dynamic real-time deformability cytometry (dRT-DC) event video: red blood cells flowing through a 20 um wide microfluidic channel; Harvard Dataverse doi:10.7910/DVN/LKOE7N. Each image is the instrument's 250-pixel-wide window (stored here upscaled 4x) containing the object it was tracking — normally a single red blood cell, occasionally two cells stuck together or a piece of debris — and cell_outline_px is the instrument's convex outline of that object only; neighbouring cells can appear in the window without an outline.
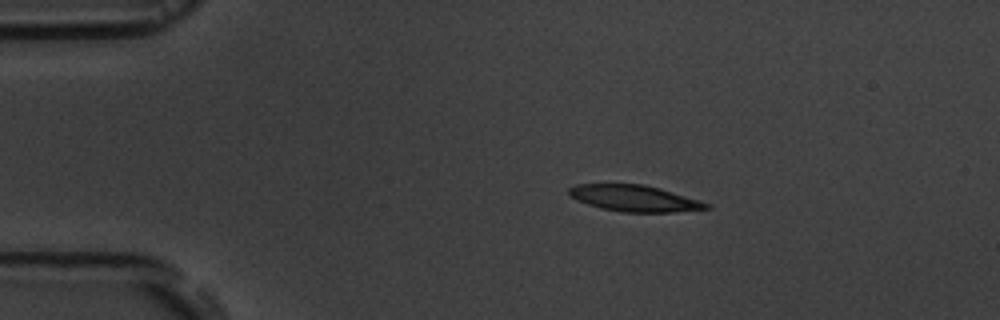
{"species": "common noctule bat (a hibernating species)", "species_latin": "Nyctalus noctula", "temperature_condition": "room temperature", "stored_images_in_passage": 4, "camera_frame_rate_fps": 3000, "um_per_image_px": 0.085, "animal": {"sex": "male", "body_mass_g": 19.5, "forearm_length_mm": 54.6}, "frame": {"image": 1, "passage_image": 1, "time_ms": 0.0, "image_size_px": [1000, 320], "cell_outline_px": [[712, 208], [676, 212], [620, 212], [600, 208], [576, 200], [568, 192], [568, 188], [576, 184], [644, 184], [660, 188], [712, 204]], "centroid_in_image_um": [53.95, 16.86], "position_along_channel_um": 31.1, "area_um2": 21.15}}
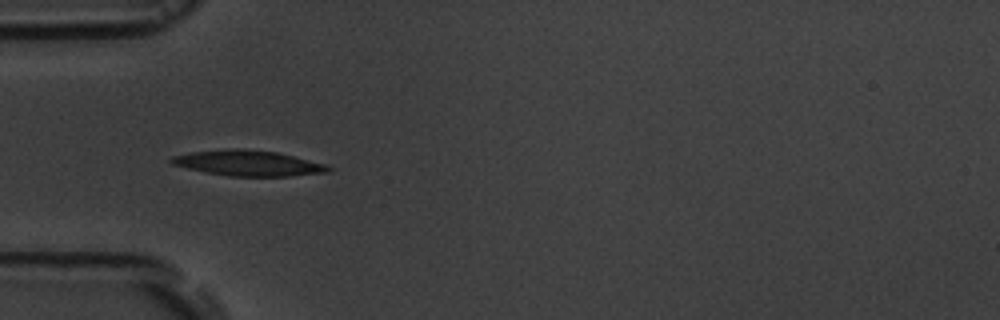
{"frame": {"image": 2, "passage_image": 3, "time_ms": 2.333, "image_size_px": [1000, 320], "cell_outline_px": [[332, 168], [328, 172], [288, 176], [228, 176], [188, 168], [172, 164], [168, 160], [172, 156], [192, 152], [224, 148], [244, 148], [276, 152], [324, 164]], "centroid_in_image_um": [21.05, 13.85], "position_along_channel_um": 64.0, "area_um2": 23.12}}
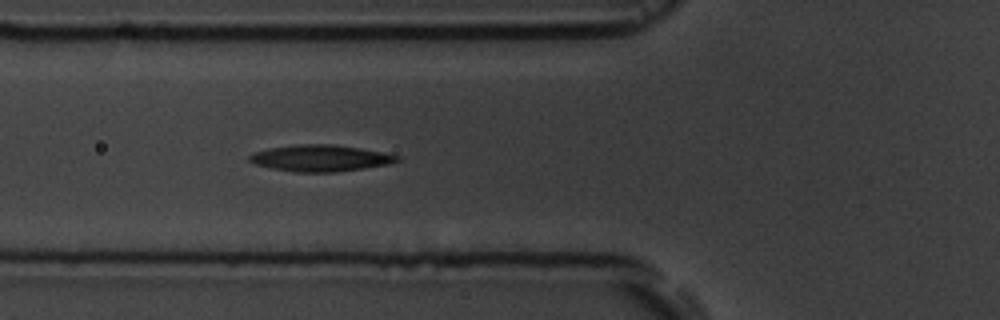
{"frame": {"image": 3, "passage_image": 4, "time_ms": 3.333, "image_size_px": [1000, 320], "cell_outline_px": [[400, 160], [388, 164], [364, 168], [332, 172], [296, 172], [272, 168], [256, 164], [248, 160], [248, 156], [252, 152], [268, 148], [296, 144], [332, 144], [360, 148], [400, 156]], "centroid_in_image_um": [27.19, 13.43], "position_along_channel_um": 98.6, "area_um2": 22.66}}